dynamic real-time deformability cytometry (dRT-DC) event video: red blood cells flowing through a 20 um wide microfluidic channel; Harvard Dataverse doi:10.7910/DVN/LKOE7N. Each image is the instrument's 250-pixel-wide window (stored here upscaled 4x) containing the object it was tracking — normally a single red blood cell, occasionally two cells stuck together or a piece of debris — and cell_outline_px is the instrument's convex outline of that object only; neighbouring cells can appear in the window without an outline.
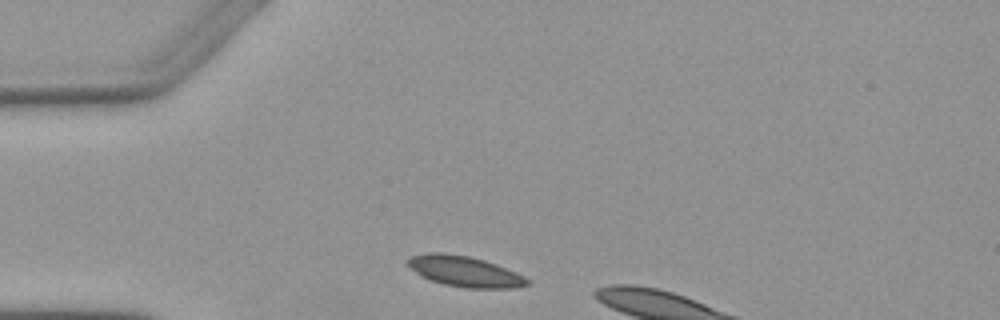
{"species": "Egyptian fruit bat (a non-hibernating species)", "species_latin": "Rousettus aegyptiacus", "temperature_condition": "warm", "stored_images_in_passage": 2, "camera_frame_rate_fps": 3000, "um_per_image_px": 0.085, "animal": {"sex": "female"}, "frame": {"image": 1, "passage_image": 1, "time_ms": 0.0, "image_size_px": [1000, 320], "cell_outline_px": [[532, 284], [516, 288], [464, 288], [444, 284], [428, 280], [420, 276], [408, 268], [404, 264], [404, 260], [412, 256], [428, 252], [440, 252], [468, 256], [484, 260], [496, 264], [516, 272], [532, 280]], "centroid_in_image_um": [39.47, 23.07], "position_along_channel_um": 45.5, "area_um2": 21.85}}